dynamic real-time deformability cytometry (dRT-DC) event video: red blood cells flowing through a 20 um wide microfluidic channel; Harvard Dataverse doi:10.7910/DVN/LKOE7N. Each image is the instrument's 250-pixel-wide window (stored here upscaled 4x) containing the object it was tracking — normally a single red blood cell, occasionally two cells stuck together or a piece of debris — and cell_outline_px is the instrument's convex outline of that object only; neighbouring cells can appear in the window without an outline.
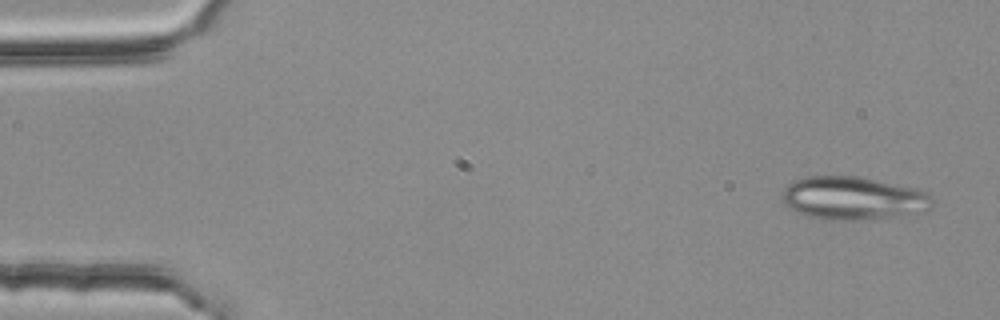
{"species": "common noctule bat (a hibernating species)", "species_latin": "Nyctalus noctula", "temperature_condition": "room temperature", "stored_images_in_passage": 4, "camera_frame_rate_fps": 3000, "um_per_image_px": 0.085, "animal": {"sex": "female", "body_mass_g": 25.1}, "frame": {"image": 1, "passage_image": 1, "time_ms": 0.0, "image_size_px": [1000, 320], "cell_outline_px": [[932, 200], [928, 208], [920, 212], [856, 220], [824, 220], [804, 216], [784, 204], [780, 196], [784, 188], [792, 180], [804, 176], [856, 176], [916, 188], [928, 192], [932, 196]], "centroid_in_image_um": [72.42, 16.83], "position_along_channel_um": 12.6, "area_um2": 37.69}}